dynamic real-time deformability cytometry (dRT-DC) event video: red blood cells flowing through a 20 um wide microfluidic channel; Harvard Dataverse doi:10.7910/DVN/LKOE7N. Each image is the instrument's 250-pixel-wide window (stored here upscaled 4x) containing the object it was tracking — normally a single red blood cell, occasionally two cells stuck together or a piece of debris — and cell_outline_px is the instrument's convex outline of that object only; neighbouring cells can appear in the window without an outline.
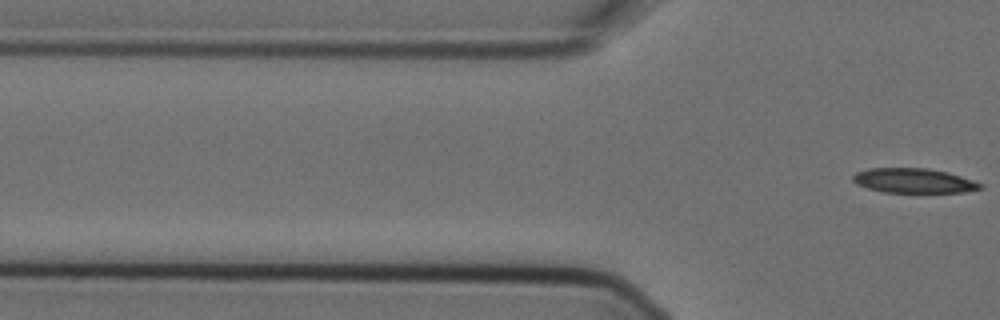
{"species": "Egyptian fruit bat (a non-hibernating species)", "species_latin": "Rousettus aegyptiacus", "temperature_condition": "cold", "stored_images_in_passage": 5, "camera_frame_rate_fps": 3000, "um_per_image_px": 0.085, "animal": {"sex": "female"}, "frame": {"image": 1, "passage_image": 5, "time_ms": 1.333, "image_size_px": [1000, 320], "cell_outline_px": [[984, 188], [964, 192], [884, 192], [868, 188], [856, 184], [852, 180], [852, 176], [856, 172], [868, 168], [928, 168], [948, 172], [984, 184]], "centroid_in_image_um": [77.67, 15.35], "position_along_channel_um": 48.1, "area_um2": 18.32}}